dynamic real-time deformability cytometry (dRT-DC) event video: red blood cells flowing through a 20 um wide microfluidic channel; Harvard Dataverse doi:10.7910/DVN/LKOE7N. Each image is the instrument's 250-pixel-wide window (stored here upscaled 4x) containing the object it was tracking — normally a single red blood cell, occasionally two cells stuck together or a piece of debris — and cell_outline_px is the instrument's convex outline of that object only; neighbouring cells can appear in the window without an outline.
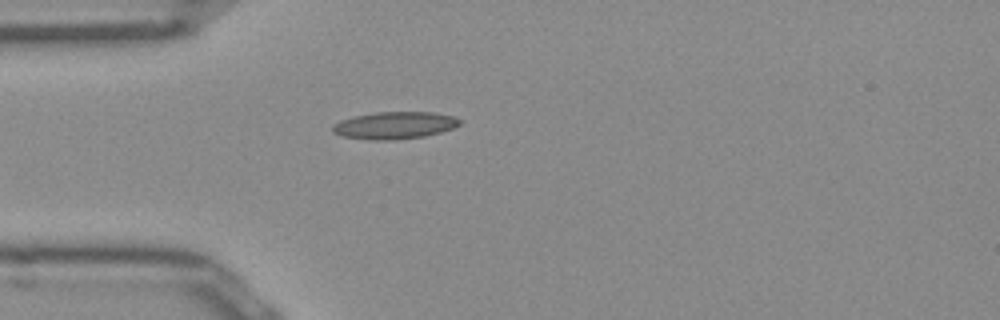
{"species": "Egyptian fruit bat (a non-hibernating species)", "species_latin": "Rousettus aegyptiacus", "temperature_condition": "room temperature", "stored_images_in_passage": 38, "camera_frame_rate_fps": 3000, "um_per_image_px": 0.085, "frame": {"image": 1, "passage_image": 1, "time_ms": 0.0, "image_size_px": [1000, 320], "cell_outline_px": [[460, 124], [452, 128], [440, 132], [424, 136], [392, 140], [372, 140], [340, 136], [332, 132], [332, 124], [340, 120], [356, 116], [376, 112], [432, 112], [452, 116], [460, 120]], "centroid_in_image_um": [33.49, 10.66], "position_along_channel_um": 51.5, "area_um2": 20.06}}
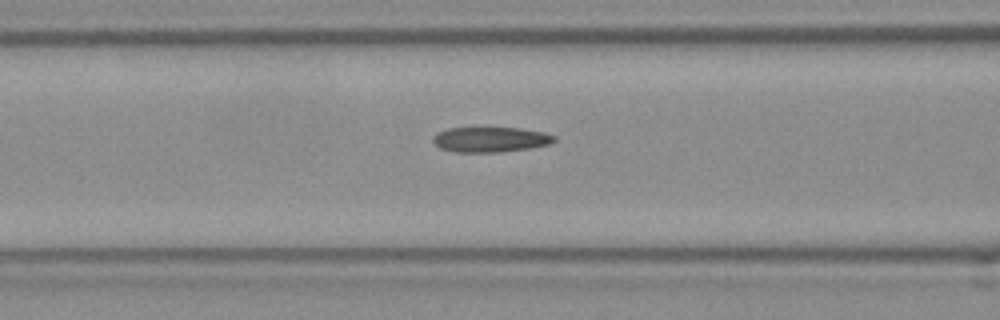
{"frame": {"image": 2, "passage_image": 7, "time_ms": 2.0, "image_size_px": [1000, 320], "cell_outline_px": [[556, 140], [548, 144], [532, 148], [496, 152], [456, 152], [440, 148], [432, 140], [432, 136], [436, 132], [448, 128], [520, 128], [544, 132], [556, 136]], "centroid_in_image_um": [41.68, 11.85], "position_along_channel_um": 124.9, "area_um2": 17.8}}
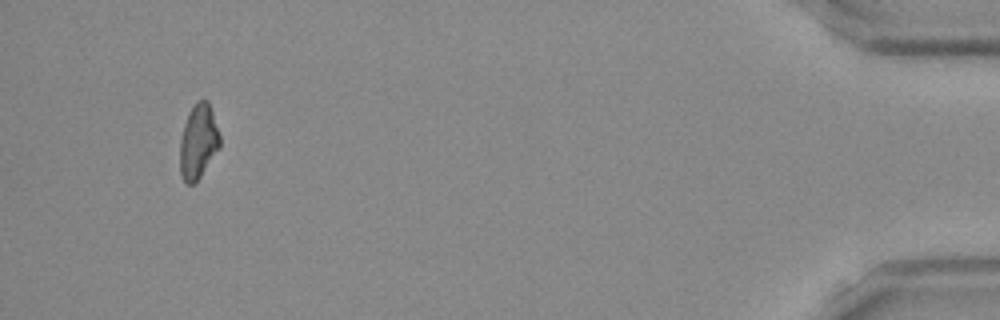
{"frame": {"image": 3, "passage_image": 35, "time_ms": 11.333, "image_size_px": [1000, 320], "cell_outline_px": [[220, 148], [200, 176], [192, 184], [184, 184], [180, 176], [180, 140], [184, 124], [188, 112], [196, 100], [208, 100], [220, 136]], "centroid_in_image_um": [16.84, 12.04], "position_along_channel_um": 418.4, "area_um2": 17.4}, "authors_computed_cell_mechanics": {"area_um2": 17.7446, "velocity_mm_per_s": 3.9913, "shape_relaxation_time_tau1_ms": null, "shape_relaxation_time_tau2_ms": 6.6841, "deformation_change_tau1": null, "deformation_change_tau2": 0.1589}}